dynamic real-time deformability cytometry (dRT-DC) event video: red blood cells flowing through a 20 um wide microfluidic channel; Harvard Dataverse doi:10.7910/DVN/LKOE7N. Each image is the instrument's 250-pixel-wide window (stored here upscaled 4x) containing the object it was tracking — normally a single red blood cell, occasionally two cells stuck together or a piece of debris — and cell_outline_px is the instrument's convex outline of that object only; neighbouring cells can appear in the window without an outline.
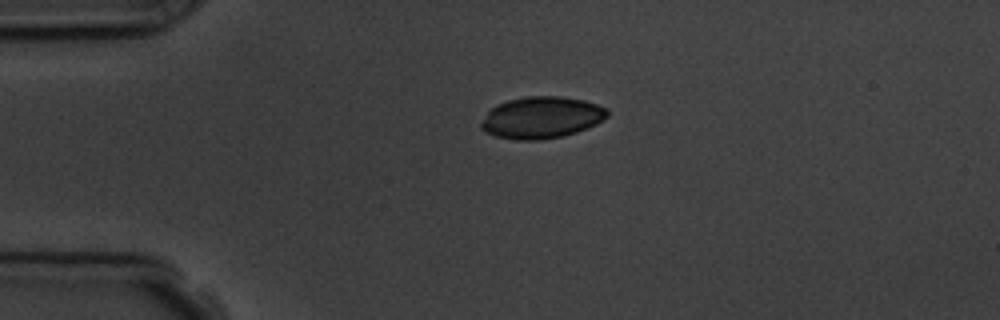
{"species": "common noctule bat (a hibernating species)", "species_latin": "Nyctalus noctula", "temperature_condition": "room temperature", "stored_images_in_passage": 6, "segment_of_instrument_passage": [2, 2], "camera_frame_rate_fps": 3000, "um_per_image_px": 0.085, "animal": {"sex": "male", "body_mass_g": 19.5, "forearm_length_mm": 54.6}, "frame": {"image": 1, "passage_image": 6, "time_ms": 5.667, "image_size_px": [1000, 320], "cell_outline_px": [[608, 116], [604, 120], [588, 128], [564, 136], [540, 140], [516, 140], [496, 136], [484, 132], [480, 128], [480, 124], [488, 112], [496, 104], [508, 100], [528, 96], [560, 96], [584, 100], [608, 108]], "centroid_in_image_um": [46.04, 9.99], "position_along_channel_um": 39.0, "area_um2": 30.87}}